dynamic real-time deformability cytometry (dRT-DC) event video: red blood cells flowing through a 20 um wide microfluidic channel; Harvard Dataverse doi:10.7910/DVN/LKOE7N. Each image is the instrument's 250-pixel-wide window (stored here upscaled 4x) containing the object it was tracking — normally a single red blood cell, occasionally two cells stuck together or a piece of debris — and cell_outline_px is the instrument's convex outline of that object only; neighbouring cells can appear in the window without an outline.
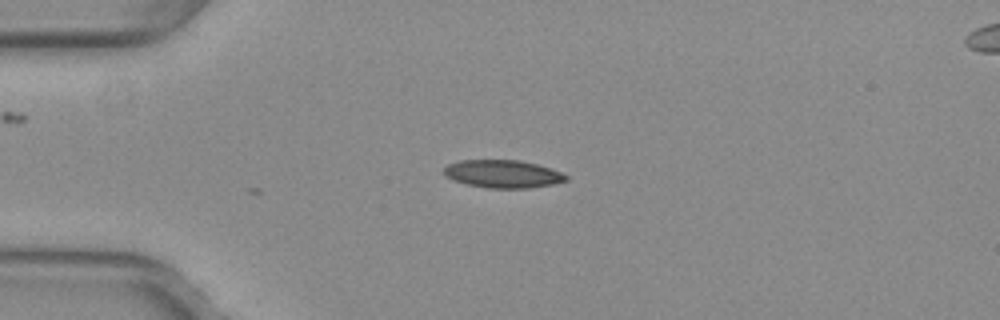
{"species": "common noctule bat (a hibernating species)", "species_latin": "Nyctalus noctula", "temperature_condition": "warm", "stored_images_in_passage": 13, "camera_frame_rate_fps": 3000, "um_per_image_px": 0.085, "animal": {"sex": "female", "body_mass_g": 29.2, "forearm_length_mm": 56.3}, "frame": {"image": 1, "passage_image": 1, "time_ms": 0.0, "image_size_px": [1000, 320], "cell_outline_px": [[568, 180], [552, 184], [528, 188], [488, 188], [468, 184], [452, 180], [444, 176], [444, 168], [448, 164], [460, 160], [520, 160], [536, 164], [560, 172], [568, 176]], "centroid_in_image_um": [42.71, 14.78], "position_along_channel_um": 42.3, "area_um2": 19.71}}
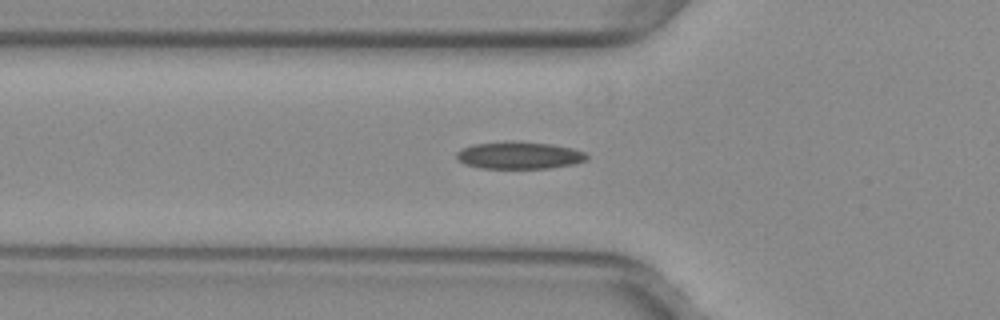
{"frame": {"image": 2, "passage_image": 6, "time_ms": 1.667, "image_size_px": [1000, 320], "cell_outline_px": [[588, 160], [572, 164], [548, 168], [480, 168], [464, 164], [456, 156], [456, 152], [460, 148], [472, 144], [504, 140], [516, 140], [552, 144], [572, 148], [584, 152], [588, 156]], "centroid_in_image_um": [44.1, 13.18], "position_along_channel_um": 81.7, "area_um2": 21.04}}
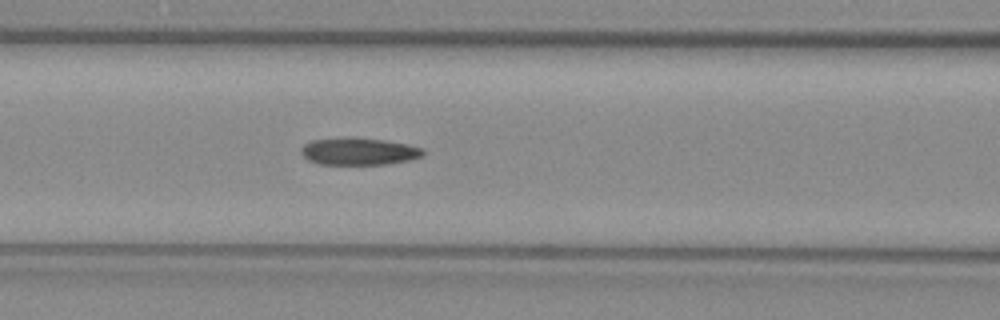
{"frame": {"image": 3, "passage_image": 10, "time_ms": 3.0, "image_size_px": [1000, 320], "cell_outline_px": [[424, 156], [412, 160], [388, 164], [316, 164], [308, 160], [300, 152], [300, 148], [304, 144], [312, 140], [384, 140], [408, 144], [424, 148]], "centroid_in_image_um": [30.56, 12.92], "position_along_channel_um": 136.0, "area_um2": 18.73}}